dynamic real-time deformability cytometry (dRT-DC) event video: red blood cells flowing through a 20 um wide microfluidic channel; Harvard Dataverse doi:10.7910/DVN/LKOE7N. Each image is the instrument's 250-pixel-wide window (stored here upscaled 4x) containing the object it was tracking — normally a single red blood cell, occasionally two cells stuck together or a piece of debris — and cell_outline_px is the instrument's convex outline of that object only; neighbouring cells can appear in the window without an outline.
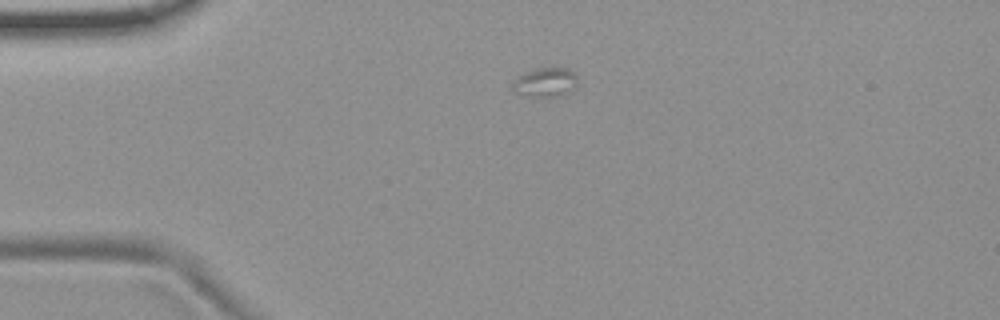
{"species": "common noctule bat (a hibernating species)", "species_latin": "Nyctalus noctula", "temperature_condition": "room temperature", "stored_images_in_passage": 2, "camera_frame_rate_fps": 3000, "um_per_image_px": 0.085, "animal": {"sex": "female", "body_mass_g": 19.9}, "frame": {"image": 1, "passage_image": 1, "time_ms": 0.0, "image_size_px": [1000, 320], "cell_outline_px": [[576, 84], [572, 92], [560, 96], [532, 96], [516, 92], [512, 88], [512, 84], [520, 76], [536, 68], [568, 68], [576, 76]], "centroid_in_image_um": [46.41, 7.0], "position_along_channel_um": 38.6, "area_um2": 10.75}}